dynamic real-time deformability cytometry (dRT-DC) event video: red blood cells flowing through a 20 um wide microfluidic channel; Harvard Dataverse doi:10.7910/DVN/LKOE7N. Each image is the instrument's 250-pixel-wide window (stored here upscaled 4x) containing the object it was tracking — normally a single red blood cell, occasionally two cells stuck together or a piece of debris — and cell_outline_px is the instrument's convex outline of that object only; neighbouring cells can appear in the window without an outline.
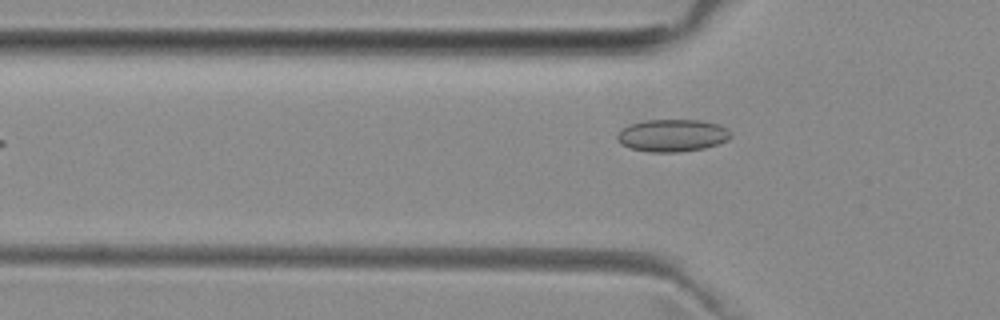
{"species": "common noctule bat (a hibernating species)", "species_latin": "Nyctalus noctula", "temperature_condition": "room temperature", "stored_images_in_passage": 7, "camera_frame_rate_fps": 3000, "um_per_image_px": 0.085, "animal": {"sex": "female", "body_mass_g": 29.2, "forearm_length_mm": 56.3}, "frame": {"image": 1, "passage_image": 7, "time_ms": 7.0, "image_size_px": [1000, 320], "cell_outline_px": [[732, 136], [728, 140], [704, 148], [680, 152], [648, 152], [632, 148], [620, 144], [616, 140], [616, 132], [628, 124], [644, 120], [700, 120], [720, 124], [732, 132]], "centroid_in_image_um": [57.12, 11.5], "position_along_channel_um": 68.7, "area_um2": 21.73}}